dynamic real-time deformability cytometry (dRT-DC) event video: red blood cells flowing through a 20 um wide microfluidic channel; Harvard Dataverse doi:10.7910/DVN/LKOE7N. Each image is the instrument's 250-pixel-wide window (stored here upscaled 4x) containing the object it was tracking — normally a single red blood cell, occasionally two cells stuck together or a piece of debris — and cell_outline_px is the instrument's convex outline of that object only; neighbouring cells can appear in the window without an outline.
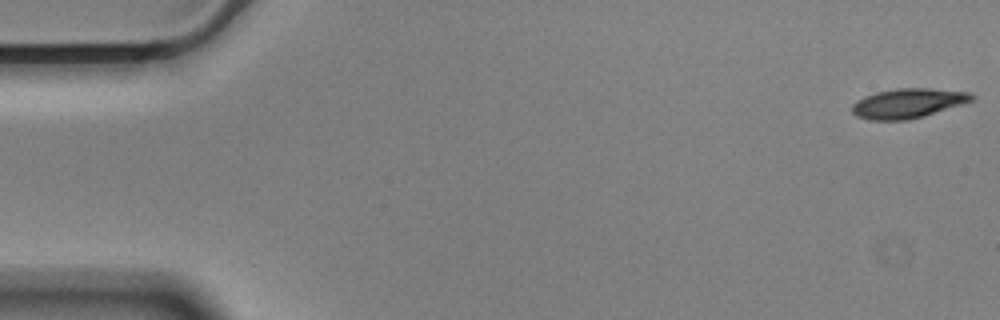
{"species": "Egyptian fruit bat (a non-hibernating species)", "species_latin": "Rousettus aegyptiacus", "temperature_condition": "cold", "stored_images_in_passage": 51, "camera_frame_rate_fps": 3000, "um_per_image_px": 0.085, "animal": {"sex": "male"}, "frame": {"image": 1, "passage_image": 1, "time_ms": 0.0, "image_size_px": [1000, 320], "cell_outline_px": [[976, 100], [924, 116], [908, 120], [868, 120], [856, 116], [852, 112], [852, 104], [856, 100], [864, 96], [876, 92], [896, 88], [932, 88], [972, 92], [976, 96]], "centroid_in_image_um": [77.21, 8.77], "position_along_channel_um": 7.8, "area_um2": 21.04}}
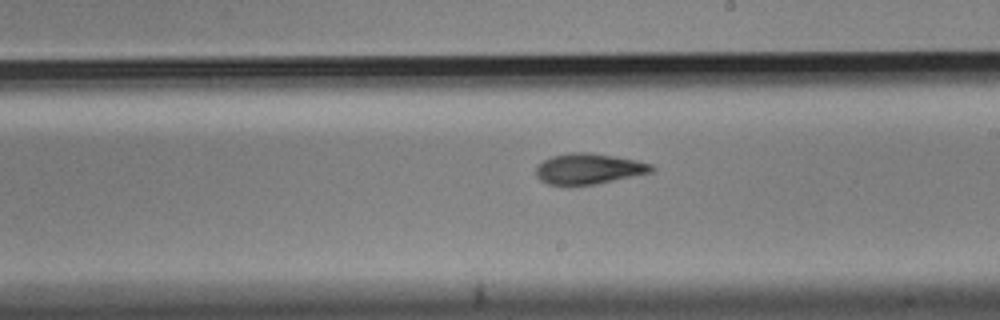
{"frame": {"image": 2, "passage_image": 32, "time_ms": 10.333, "image_size_px": [1000, 320], "cell_outline_px": [[656, 168], [652, 172], [596, 184], [548, 184], [540, 180], [536, 176], [536, 164], [552, 156], [568, 152], [588, 152], [616, 156], [636, 160], [652, 164]], "centroid_in_image_um": [50.04, 14.32], "position_along_channel_um": 239.0, "area_um2": 20.63}}
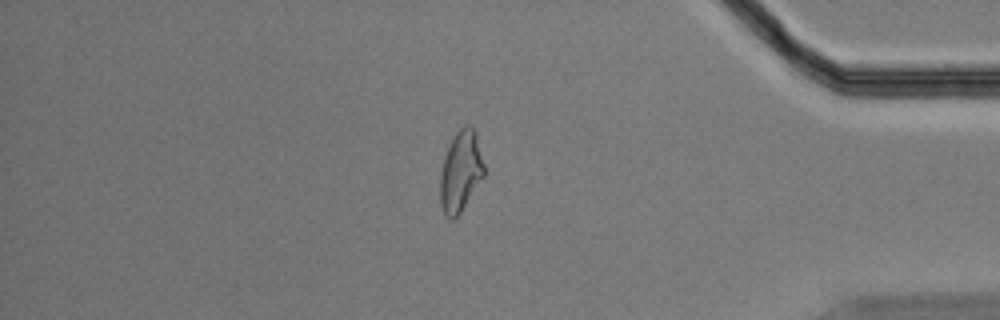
{"frame": {"image": 3, "passage_image": 48, "time_ms": 15.667, "image_size_px": [1000, 320], "cell_outline_px": [[484, 176], [460, 212], [452, 220], [444, 216], [440, 204], [440, 172], [444, 156], [456, 132], [464, 124], [472, 124], [476, 136], [484, 164]], "centroid_in_image_um": [39.14, 14.57], "position_along_channel_um": 396.1, "area_um2": 20.58}, "authors_computed_cell_mechanics": {"area_um2": 20.9814, "velocity_mm_per_s": 3.5286, "shape_relaxation_time_tau1_ms": 5.3941, "shape_relaxation_time_tau2_ms": 3.4308, "deformation_change_tau1": 0.1802, "deformation_change_tau2": 0.1114}}